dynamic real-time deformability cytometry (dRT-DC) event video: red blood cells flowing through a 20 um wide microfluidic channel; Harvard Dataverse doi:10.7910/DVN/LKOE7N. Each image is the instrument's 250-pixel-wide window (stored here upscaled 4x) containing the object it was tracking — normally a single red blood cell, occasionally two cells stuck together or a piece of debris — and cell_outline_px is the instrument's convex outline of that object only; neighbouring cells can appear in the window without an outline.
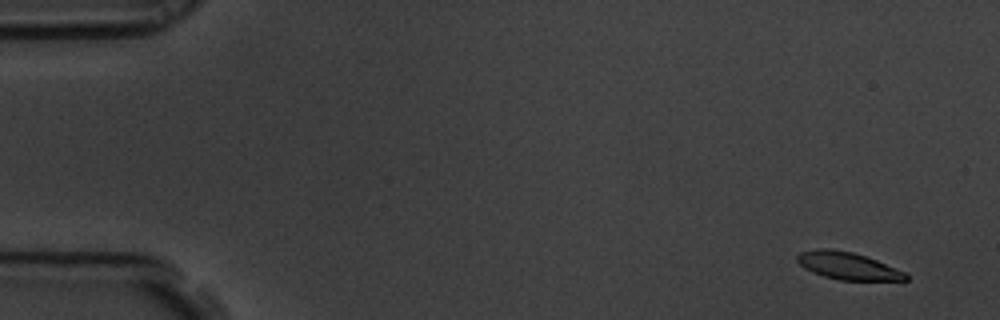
{"species": "common noctule bat (a hibernating species)", "species_latin": "Nyctalus noctula", "temperature_condition": "room temperature", "stored_images_in_passage": 6, "segment_of_instrument_passage": [1, 2], "camera_frame_rate_fps": 3000, "um_per_image_px": 0.085, "animal": {"sex": "male", "body_mass_g": 19.5, "forearm_length_mm": 54.6}, "frame": {"image": 1, "passage_image": 1, "time_ms": 0.0, "image_size_px": [1000, 320], "cell_outline_px": [[908, 280], [840, 280], [824, 276], [812, 272], [804, 268], [796, 260], [796, 256], [800, 252], [820, 248], [828, 248], [852, 252], [876, 260], [904, 272], [908, 276]], "centroid_in_image_um": [72.01, 22.59], "position_along_channel_um": 13.0, "area_um2": 17.05}}